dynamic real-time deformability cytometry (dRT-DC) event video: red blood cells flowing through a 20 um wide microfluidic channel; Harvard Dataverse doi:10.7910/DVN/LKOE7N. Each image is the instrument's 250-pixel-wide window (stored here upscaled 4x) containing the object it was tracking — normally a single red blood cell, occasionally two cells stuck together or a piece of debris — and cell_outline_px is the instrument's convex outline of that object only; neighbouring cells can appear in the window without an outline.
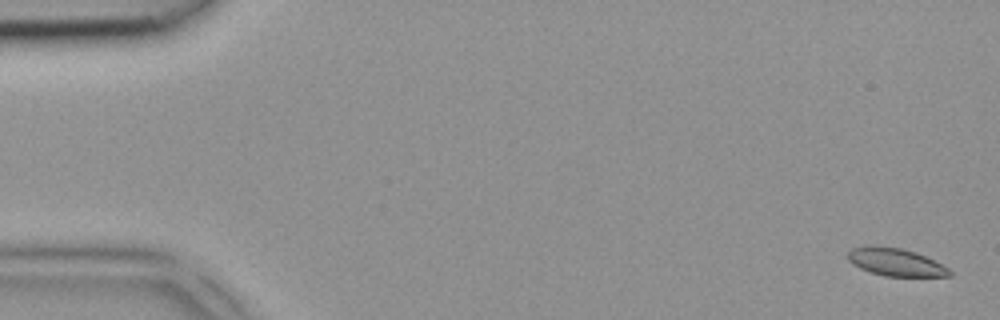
{"species": "common noctule bat (a hibernating species)", "species_latin": "Nyctalus noctula", "temperature_condition": "room temperature", "stored_images_in_passage": 4, "segment_of_instrument_passage": [2, 2], "camera_frame_rate_fps": 3000, "um_per_image_px": 0.085, "animal": {"sex": "female", "body_mass_g": 18.4}, "frame": {"image": 1, "passage_image": 4, "time_ms": 1.0, "image_size_px": [1000, 320], "cell_outline_px": [[952, 276], [884, 276], [860, 268], [852, 264], [848, 260], [848, 252], [852, 248], [900, 248], [916, 252], [948, 268], [952, 272]], "centroid_in_image_um": [76.16, 22.32], "position_along_channel_um": 8.8, "area_um2": 15.66}}